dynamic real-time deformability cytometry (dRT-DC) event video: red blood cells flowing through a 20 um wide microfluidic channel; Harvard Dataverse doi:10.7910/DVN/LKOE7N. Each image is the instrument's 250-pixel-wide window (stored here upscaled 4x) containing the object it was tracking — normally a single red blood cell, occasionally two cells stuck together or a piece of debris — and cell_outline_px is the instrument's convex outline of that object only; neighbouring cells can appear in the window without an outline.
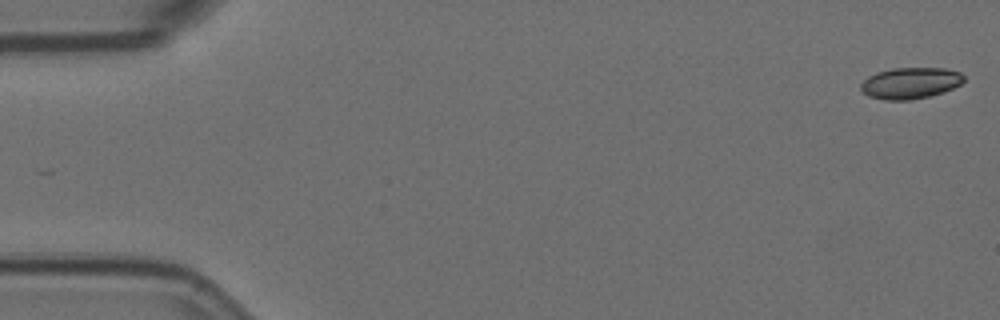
{"species": "Egyptian fruit bat (a non-hibernating species)", "species_latin": "Rousettus aegyptiacus", "temperature_condition": "room temperature", "stored_images_in_passage": 5, "camera_frame_rate_fps": 3000, "um_per_image_px": 0.085, "animal": {"sex": "female"}, "frame": {"image": 1, "passage_image": 1, "time_ms": 0.0, "image_size_px": [1000, 320], "cell_outline_px": [[964, 80], [960, 84], [944, 92], [912, 100], [884, 100], [868, 96], [860, 88], [860, 84], [868, 76], [876, 72], [892, 68], [944, 68], [960, 72], [964, 76]], "centroid_in_image_um": [77.36, 7.06], "position_along_channel_um": 7.6, "area_um2": 18.84}}
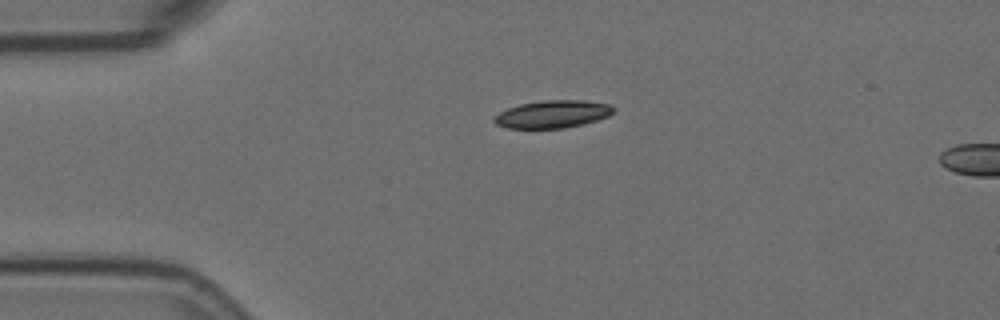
{"frame": {"image": 2, "passage_image": 4, "time_ms": 1.0, "image_size_px": [1000, 320], "cell_outline_px": [[616, 108], [608, 116], [596, 120], [564, 128], [508, 128], [496, 124], [492, 120], [492, 116], [508, 108], [520, 104], [544, 100], [584, 100], [608, 104]], "centroid_in_image_um": [46.93, 9.7], "position_along_channel_um": 38.1, "area_um2": 19.07}}